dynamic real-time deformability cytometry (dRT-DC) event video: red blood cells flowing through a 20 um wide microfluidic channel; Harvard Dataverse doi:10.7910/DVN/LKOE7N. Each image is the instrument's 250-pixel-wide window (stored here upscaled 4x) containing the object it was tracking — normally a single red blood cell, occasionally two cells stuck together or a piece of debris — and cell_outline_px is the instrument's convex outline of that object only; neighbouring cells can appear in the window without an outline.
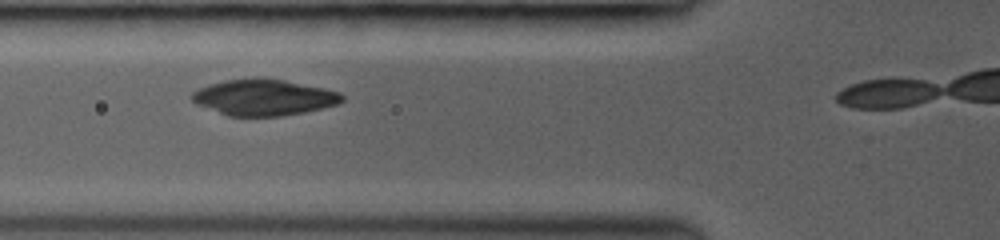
{"species": "common noctule bat (a hibernating species)", "species_latin": "Nyctalus noctula", "temperature_condition": "room temperature", "stored_images_in_passage": 7, "segment_of_instrument_passage": [1, 2], "camera_frame_rate_fps": 3000, "um_per_image_px": 0.085, "animal": {"sex": "female", "body_mass_g": 19.0, "forearm_length_mm": 53.3}, "frame": {"image": 1, "passage_image": 5, "time_ms": 3.333, "image_size_px": [1000, 240], "cell_outline_px": [[344, 100], [340, 104], [304, 112], [280, 116], [228, 116], [196, 104], [192, 100], [192, 92], [208, 84], [224, 80], [256, 76], [264, 76], [324, 88], [340, 92], [344, 96]], "centroid_in_image_um": [22.43, 8.26], "position_along_channel_um": 103.4, "area_um2": 32.02}}